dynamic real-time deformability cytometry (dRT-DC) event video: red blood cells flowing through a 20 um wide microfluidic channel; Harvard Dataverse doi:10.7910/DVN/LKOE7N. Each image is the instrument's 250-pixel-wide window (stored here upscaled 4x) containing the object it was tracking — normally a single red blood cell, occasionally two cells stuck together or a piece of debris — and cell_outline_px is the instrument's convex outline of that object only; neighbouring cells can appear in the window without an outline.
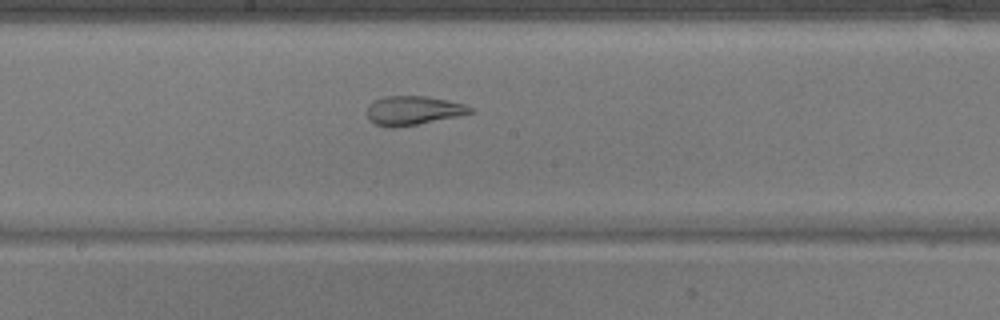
{"species": "common noctule bat (a hibernating species)", "species_latin": "Nyctalus noctula", "temperature_condition": "warm", "stored_images_in_passage": 37, "camera_frame_rate_fps": 3000, "um_per_image_px": 0.085, "animal": {"sex": "male", "body_mass_g": 17.9}, "frame": {"image": 1, "passage_image": 14, "time_ms": 4.333, "image_size_px": [1000, 320], "cell_outline_px": [[476, 112], [396, 128], [392, 128], [376, 124], [368, 120], [368, 104], [384, 96], [428, 96], [448, 100], [464, 104], [472, 108]], "centroid_in_image_um": [35.11, 9.38], "position_along_channel_um": 213.1, "area_um2": 17.34}}
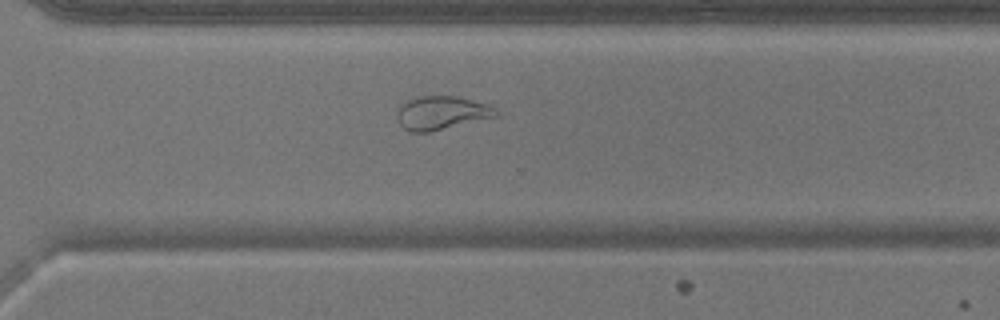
{"frame": {"image": 2, "passage_image": 23, "time_ms": 7.333, "image_size_px": [1000, 320], "cell_outline_px": [[500, 116], [432, 132], [408, 132], [396, 120], [396, 108], [400, 104], [416, 96], [456, 96], [488, 104], [496, 108], [500, 112]], "centroid_in_image_um": [37.53, 9.6], "position_along_channel_um": 333.1, "area_um2": 19.94}}
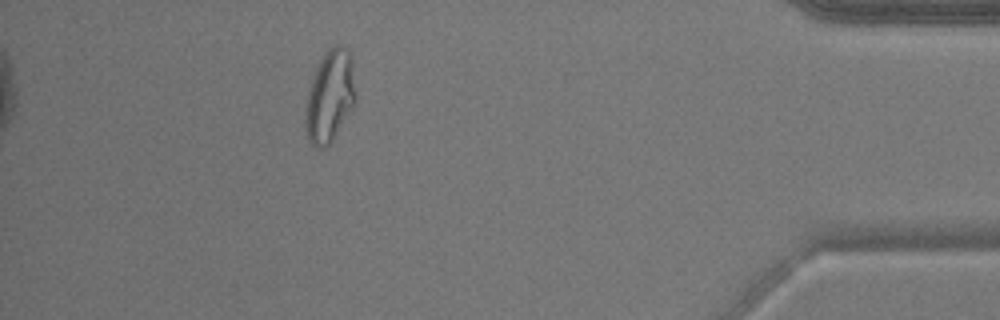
{"frame": {"image": 3, "passage_image": 32, "time_ms": 10.333, "image_size_px": [1000, 320], "cell_outline_px": [[356, 104], [328, 148], [316, 148], [308, 140], [304, 120], [308, 88], [312, 76], [324, 52], [328, 48], [336, 44], [344, 44], [352, 56], [356, 96]], "centroid_in_image_um": [28.05, 8.18], "position_along_channel_um": 407.1, "area_um2": 27.74}}